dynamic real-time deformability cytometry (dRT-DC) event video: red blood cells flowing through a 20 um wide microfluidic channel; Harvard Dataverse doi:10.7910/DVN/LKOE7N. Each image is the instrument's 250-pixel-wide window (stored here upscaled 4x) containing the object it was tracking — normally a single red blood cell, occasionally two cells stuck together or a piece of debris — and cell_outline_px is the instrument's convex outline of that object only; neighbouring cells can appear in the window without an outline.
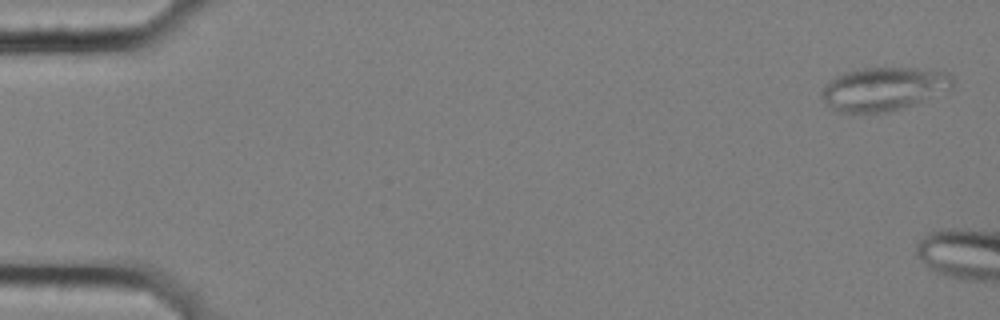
{"species": "common noctule bat (a hibernating species)", "species_latin": "Nyctalus noctula", "temperature_condition": "cold", "stored_images_in_passage": 9, "camera_frame_rate_fps": 3000, "um_per_image_px": 0.085, "animal": {"sex": "female", "body_mass_g": 25.1}, "frame": {"image": 1, "passage_image": 2, "time_ms": 0.333, "image_size_px": [1000, 320], "cell_outline_px": [[952, 84], [912, 104], [900, 108], [884, 112], [840, 112], [832, 108], [820, 96], [820, 92], [836, 76], [844, 72], [864, 68], [916, 68], [948, 72], [952, 76]], "centroid_in_image_um": [75.01, 7.53], "position_along_channel_um": 10.0, "area_um2": 31.91}}